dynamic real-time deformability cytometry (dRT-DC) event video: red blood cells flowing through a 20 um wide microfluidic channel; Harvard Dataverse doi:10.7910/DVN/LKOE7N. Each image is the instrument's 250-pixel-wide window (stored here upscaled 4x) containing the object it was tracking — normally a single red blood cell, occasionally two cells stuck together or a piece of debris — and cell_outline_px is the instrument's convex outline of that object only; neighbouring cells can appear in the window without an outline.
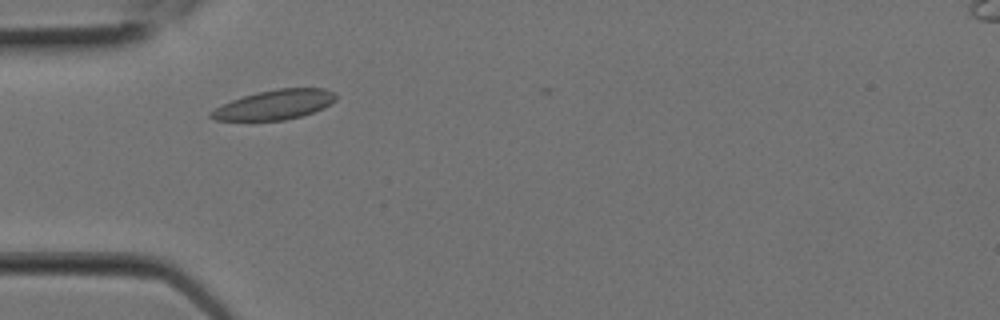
{"species": "Egyptian fruit bat (a non-hibernating species)", "species_latin": "Rousettus aegyptiacus", "temperature_condition": "room temperature", "stored_images_in_passage": 8, "camera_frame_rate_fps": 3000, "um_per_image_px": 0.085, "animal": {"sex": "female"}, "frame": {"image": 1, "passage_image": 4, "time_ms": 1.0, "image_size_px": [1000, 320], "cell_outline_px": [[336, 100], [324, 108], [300, 116], [284, 120], [216, 120], [208, 116], [208, 112], [232, 100], [256, 92], [276, 88], [324, 88], [332, 92], [336, 96]], "centroid_in_image_um": [23.34, 8.89], "position_along_channel_um": 61.7, "area_um2": 21.39}}
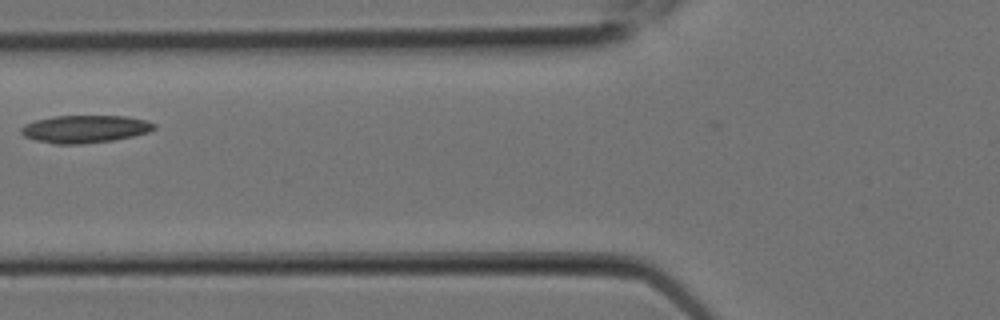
{"frame": {"image": 2, "passage_image": 6, "time_ms": 1.667, "image_size_px": [1000, 320], "cell_outline_px": [[156, 128], [148, 132], [132, 136], [112, 140], [80, 144], [52, 144], [36, 140], [24, 136], [20, 132], [20, 128], [24, 124], [36, 120], [52, 116], [124, 116], [148, 120], [156, 124]], "centroid_in_image_um": [7.21, 10.96], "position_along_channel_um": 118.6, "area_um2": 21.44}}
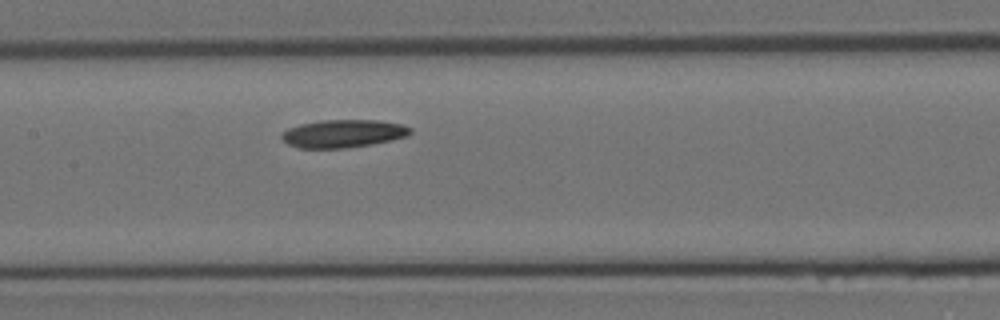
{"frame": {"image": 3, "passage_image": 8, "time_ms": 2.333, "image_size_px": [1000, 320], "cell_outline_px": [[412, 132], [408, 136], [368, 144], [344, 148], [300, 148], [288, 144], [280, 136], [288, 128], [300, 124], [320, 120], [376, 120], [400, 124], [412, 128]], "centroid_in_image_um": [29.15, 11.34], "position_along_channel_um": 178.2, "area_um2": 20.63}}